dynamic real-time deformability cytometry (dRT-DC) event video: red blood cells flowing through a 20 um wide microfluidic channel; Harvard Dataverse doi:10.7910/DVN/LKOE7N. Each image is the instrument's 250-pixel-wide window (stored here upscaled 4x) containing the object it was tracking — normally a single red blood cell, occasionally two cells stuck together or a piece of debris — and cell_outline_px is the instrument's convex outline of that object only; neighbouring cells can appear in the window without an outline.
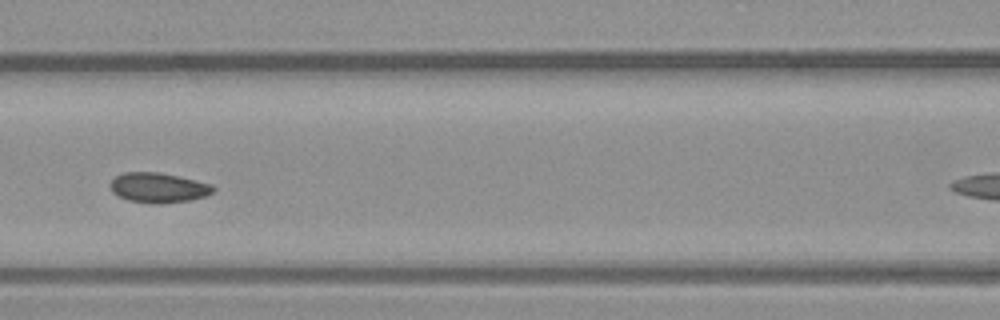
{"species": "common noctule bat (a hibernating species)", "species_latin": "Nyctalus noctula", "temperature_condition": "warm", "stored_images_in_passage": 5, "segment_of_instrument_passage": [1, 2], "camera_frame_rate_fps": 3000, "um_per_image_px": 0.085, "animal": {"sex": "male", "body_mass_g": 23.1, "forearm_length_mm": 52.7}, "frame": {"image": 1, "passage_image": 4, "time_ms": 1.0, "image_size_px": [1000, 320], "cell_outline_px": [[216, 188], [208, 196], [188, 200], [160, 204], [152, 204], [128, 200], [112, 192], [112, 180], [116, 176], [124, 172], [156, 172], [180, 176], [212, 184]], "centroid_in_image_um": [13.51, 15.95], "position_along_channel_um": 153.1, "area_um2": 17.92}}